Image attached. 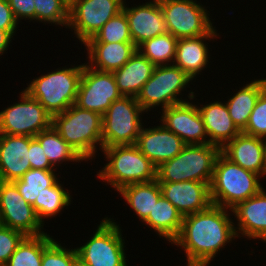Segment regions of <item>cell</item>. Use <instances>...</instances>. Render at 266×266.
Returning <instances> with one entry per match:
<instances>
[{"label": "cell", "instance_id": "obj_45", "mask_svg": "<svg viewBox=\"0 0 266 266\" xmlns=\"http://www.w3.org/2000/svg\"><path fill=\"white\" fill-rule=\"evenodd\" d=\"M69 4H71L74 0H66Z\"/></svg>", "mask_w": 266, "mask_h": 266}, {"label": "cell", "instance_id": "obj_38", "mask_svg": "<svg viewBox=\"0 0 266 266\" xmlns=\"http://www.w3.org/2000/svg\"><path fill=\"white\" fill-rule=\"evenodd\" d=\"M25 237L22 232L0 224V266L6 265Z\"/></svg>", "mask_w": 266, "mask_h": 266}, {"label": "cell", "instance_id": "obj_31", "mask_svg": "<svg viewBox=\"0 0 266 266\" xmlns=\"http://www.w3.org/2000/svg\"><path fill=\"white\" fill-rule=\"evenodd\" d=\"M53 240L47 232L38 236H26L5 266H41L43 251Z\"/></svg>", "mask_w": 266, "mask_h": 266}, {"label": "cell", "instance_id": "obj_41", "mask_svg": "<svg viewBox=\"0 0 266 266\" xmlns=\"http://www.w3.org/2000/svg\"><path fill=\"white\" fill-rule=\"evenodd\" d=\"M19 22L11 11L8 0H0V29L9 31L13 36Z\"/></svg>", "mask_w": 266, "mask_h": 266}, {"label": "cell", "instance_id": "obj_20", "mask_svg": "<svg viewBox=\"0 0 266 266\" xmlns=\"http://www.w3.org/2000/svg\"><path fill=\"white\" fill-rule=\"evenodd\" d=\"M30 136L0 134V181L20 179L31 165Z\"/></svg>", "mask_w": 266, "mask_h": 266}, {"label": "cell", "instance_id": "obj_25", "mask_svg": "<svg viewBox=\"0 0 266 266\" xmlns=\"http://www.w3.org/2000/svg\"><path fill=\"white\" fill-rule=\"evenodd\" d=\"M154 68L155 65L136 50L120 69L112 72L122 96L136 97L152 76Z\"/></svg>", "mask_w": 266, "mask_h": 266}, {"label": "cell", "instance_id": "obj_33", "mask_svg": "<svg viewBox=\"0 0 266 266\" xmlns=\"http://www.w3.org/2000/svg\"><path fill=\"white\" fill-rule=\"evenodd\" d=\"M177 38L167 32L146 40L137 50L155 66L173 64Z\"/></svg>", "mask_w": 266, "mask_h": 266}, {"label": "cell", "instance_id": "obj_26", "mask_svg": "<svg viewBox=\"0 0 266 266\" xmlns=\"http://www.w3.org/2000/svg\"><path fill=\"white\" fill-rule=\"evenodd\" d=\"M266 89V79H256L239 88L228 101L226 106L233 123L242 132L260 94Z\"/></svg>", "mask_w": 266, "mask_h": 266}, {"label": "cell", "instance_id": "obj_35", "mask_svg": "<svg viewBox=\"0 0 266 266\" xmlns=\"http://www.w3.org/2000/svg\"><path fill=\"white\" fill-rule=\"evenodd\" d=\"M87 42H132L128 19L122 10L109 19L101 29Z\"/></svg>", "mask_w": 266, "mask_h": 266}, {"label": "cell", "instance_id": "obj_40", "mask_svg": "<svg viewBox=\"0 0 266 266\" xmlns=\"http://www.w3.org/2000/svg\"><path fill=\"white\" fill-rule=\"evenodd\" d=\"M12 13L18 22L23 19L35 20L34 0H8Z\"/></svg>", "mask_w": 266, "mask_h": 266}, {"label": "cell", "instance_id": "obj_22", "mask_svg": "<svg viewBox=\"0 0 266 266\" xmlns=\"http://www.w3.org/2000/svg\"><path fill=\"white\" fill-rule=\"evenodd\" d=\"M89 67L102 72H113L120 69L136 52L133 42H86Z\"/></svg>", "mask_w": 266, "mask_h": 266}, {"label": "cell", "instance_id": "obj_14", "mask_svg": "<svg viewBox=\"0 0 266 266\" xmlns=\"http://www.w3.org/2000/svg\"><path fill=\"white\" fill-rule=\"evenodd\" d=\"M0 224L25 236L45 233L33 206L25 201L12 182L0 181Z\"/></svg>", "mask_w": 266, "mask_h": 266}, {"label": "cell", "instance_id": "obj_29", "mask_svg": "<svg viewBox=\"0 0 266 266\" xmlns=\"http://www.w3.org/2000/svg\"><path fill=\"white\" fill-rule=\"evenodd\" d=\"M35 138L39 141L44 152L55 169L63 164L62 162H83V158L74 150L51 126L49 129L39 132Z\"/></svg>", "mask_w": 266, "mask_h": 266}, {"label": "cell", "instance_id": "obj_9", "mask_svg": "<svg viewBox=\"0 0 266 266\" xmlns=\"http://www.w3.org/2000/svg\"><path fill=\"white\" fill-rule=\"evenodd\" d=\"M114 221H100L91 239L76 248L78 259L89 266H128L122 230Z\"/></svg>", "mask_w": 266, "mask_h": 266}, {"label": "cell", "instance_id": "obj_13", "mask_svg": "<svg viewBox=\"0 0 266 266\" xmlns=\"http://www.w3.org/2000/svg\"><path fill=\"white\" fill-rule=\"evenodd\" d=\"M122 97L112 72H102L83 66L76 105L104 115L112 102Z\"/></svg>", "mask_w": 266, "mask_h": 266}, {"label": "cell", "instance_id": "obj_16", "mask_svg": "<svg viewBox=\"0 0 266 266\" xmlns=\"http://www.w3.org/2000/svg\"><path fill=\"white\" fill-rule=\"evenodd\" d=\"M122 10L128 19L130 35L136 47L168 32L159 0H150L131 8L124 1Z\"/></svg>", "mask_w": 266, "mask_h": 266}, {"label": "cell", "instance_id": "obj_8", "mask_svg": "<svg viewBox=\"0 0 266 266\" xmlns=\"http://www.w3.org/2000/svg\"><path fill=\"white\" fill-rule=\"evenodd\" d=\"M193 80L175 64L155 66L152 76L143 85L136 100L145 111L159 107L161 110L171 105L188 101L179 98L181 91Z\"/></svg>", "mask_w": 266, "mask_h": 266}, {"label": "cell", "instance_id": "obj_30", "mask_svg": "<svg viewBox=\"0 0 266 266\" xmlns=\"http://www.w3.org/2000/svg\"><path fill=\"white\" fill-rule=\"evenodd\" d=\"M56 170L29 169L20 179L12 181L19 193L29 204L39 200L45 188L53 186L57 178ZM56 174V175H55Z\"/></svg>", "mask_w": 266, "mask_h": 266}, {"label": "cell", "instance_id": "obj_23", "mask_svg": "<svg viewBox=\"0 0 266 266\" xmlns=\"http://www.w3.org/2000/svg\"><path fill=\"white\" fill-rule=\"evenodd\" d=\"M197 107L204 121L209 144L222 148L241 133L229 115L226 102L214 101Z\"/></svg>", "mask_w": 266, "mask_h": 266}, {"label": "cell", "instance_id": "obj_5", "mask_svg": "<svg viewBox=\"0 0 266 266\" xmlns=\"http://www.w3.org/2000/svg\"><path fill=\"white\" fill-rule=\"evenodd\" d=\"M83 66L74 64L70 68L65 66L43 74L33 79L24 90L38 100L52 117L63 113L76 103Z\"/></svg>", "mask_w": 266, "mask_h": 266}, {"label": "cell", "instance_id": "obj_27", "mask_svg": "<svg viewBox=\"0 0 266 266\" xmlns=\"http://www.w3.org/2000/svg\"><path fill=\"white\" fill-rule=\"evenodd\" d=\"M124 198L126 204L135 211L141 222H144L152 212L154 206L162 196L160 184L157 180L145 183H134L123 186L117 191Z\"/></svg>", "mask_w": 266, "mask_h": 266}, {"label": "cell", "instance_id": "obj_42", "mask_svg": "<svg viewBox=\"0 0 266 266\" xmlns=\"http://www.w3.org/2000/svg\"><path fill=\"white\" fill-rule=\"evenodd\" d=\"M13 35L6 30L0 29V56L3 55L9 48V44L12 42Z\"/></svg>", "mask_w": 266, "mask_h": 266}, {"label": "cell", "instance_id": "obj_28", "mask_svg": "<svg viewBox=\"0 0 266 266\" xmlns=\"http://www.w3.org/2000/svg\"><path fill=\"white\" fill-rule=\"evenodd\" d=\"M183 222L181 213L165 197L161 196L148 218L143 222L159 237L172 243L180 233Z\"/></svg>", "mask_w": 266, "mask_h": 266}, {"label": "cell", "instance_id": "obj_18", "mask_svg": "<svg viewBox=\"0 0 266 266\" xmlns=\"http://www.w3.org/2000/svg\"><path fill=\"white\" fill-rule=\"evenodd\" d=\"M135 145L156 167L174 158L186 146L180 137L162 124L152 128L143 125Z\"/></svg>", "mask_w": 266, "mask_h": 266}, {"label": "cell", "instance_id": "obj_34", "mask_svg": "<svg viewBox=\"0 0 266 266\" xmlns=\"http://www.w3.org/2000/svg\"><path fill=\"white\" fill-rule=\"evenodd\" d=\"M35 21L68 27L69 7L66 0H34Z\"/></svg>", "mask_w": 266, "mask_h": 266}, {"label": "cell", "instance_id": "obj_7", "mask_svg": "<svg viewBox=\"0 0 266 266\" xmlns=\"http://www.w3.org/2000/svg\"><path fill=\"white\" fill-rule=\"evenodd\" d=\"M144 112L133 96H122L112 102L102 116V148L135 145L144 124L141 118Z\"/></svg>", "mask_w": 266, "mask_h": 266}, {"label": "cell", "instance_id": "obj_43", "mask_svg": "<svg viewBox=\"0 0 266 266\" xmlns=\"http://www.w3.org/2000/svg\"><path fill=\"white\" fill-rule=\"evenodd\" d=\"M74 266H89V265L83 263L80 259H77V260L75 261Z\"/></svg>", "mask_w": 266, "mask_h": 266}, {"label": "cell", "instance_id": "obj_32", "mask_svg": "<svg viewBox=\"0 0 266 266\" xmlns=\"http://www.w3.org/2000/svg\"><path fill=\"white\" fill-rule=\"evenodd\" d=\"M59 182L58 180L53 186L45 188L39 200L32 205L43 226L45 218L55 217L66 206L71 205V193L67 192Z\"/></svg>", "mask_w": 266, "mask_h": 266}, {"label": "cell", "instance_id": "obj_21", "mask_svg": "<svg viewBox=\"0 0 266 266\" xmlns=\"http://www.w3.org/2000/svg\"><path fill=\"white\" fill-rule=\"evenodd\" d=\"M221 153L242 168L266 176L263 138L241 132L221 148Z\"/></svg>", "mask_w": 266, "mask_h": 266}, {"label": "cell", "instance_id": "obj_19", "mask_svg": "<svg viewBox=\"0 0 266 266\" xmlns=\"http://www.w3.org/2000/svg\"><path fill=\"white\" fill-rule=\"evenodd\" d=\"M238 222L234 224L237 237L259 239L266 243V190L238 203L231 209ZM242 236H241V235Z\"/></svg>", "mask_w": 266, "mask_h": 266}, {"label": "cell", "instance_id": "obj_1", "mask_svg": "<svg viewBox=\"0 0 266 266\" xmlns=\"http://www.w3.org/2000/svg\"><path fill=\"white\" fill-rule=\"evenodd\" d=\"M229 211L232 212L211 204L205 210L183 217L180 233L171 244L183 248L186 266H208L220 249L238 238Z\"/></svg>", "mask_w": 266, "mask_h": 266}, {"label": "cell", "instance_id": "obj_17", "mask_svg": "<svg viewBox=\"0 0 266 266\" xmlns=\"http://www.w3.org/2000/svg\"><path fill=\"white\" fill-rule=\"evenodd\" d=\"M165 197L184 217L207 209L211 204L210 184L197 181L159 182Z\"/></svg>", "mask_w": 266, "mask_h": 266}, {"label": "cell", "instance_id": "obj_44", "mask_svg": "<svg viewBox=\"0 0 266 266\" xmlns=\"http://www.w3.org/2000/svg\"><path fill=\"white\" fill-rule=\"evenodd\" d=\"M263 142H264V159L266 163V137L263 138Z\"/></svg>", "mask_w": 266, "mask_h": 266}, {"label": "cell", "instance_id": "obj_10", "mask_svg": "<svg viewBox=\"0 0 266 266\" xmlns=\"http://www.w3.org/2000/svg\"><path fill=\"white\" fill-rule=\"evenodd\" d=\"M166 28L175 38L217 34L209 11L196 0H159ZM208 12V13H207Z\"/></svg>", "mask_w": 266, "mask_h": 266}, {"label": "cell", "instance_id": "obj_3", "mask_svg": "<svg viewBox=\"0 0 266 266\" xmlns=\"http://www.w3.org/2000/svg\"><path fill=\"white\" fill-rule=\"evenodd\" d=\"M59 135L87 162L95 157L97 145L102 149V115L71 105L52 117Z\"/></svg>", "mask_w": 266, "mask_h": 266}, {"label": "cell", "instance_id": "obj_2", "mask_svg": "<svg viewBox=\"0 0 266 266\" xmlns=\"http://www.w3.org/2000/svg\"><path fill=\"white\" fill-rule=\"evenodd\" d=\"M260 175L231 162L222 153L216 159L210 184L214 205L232 209L238 203L256 195L262 188Z\"/></svg>", "mask_w": 266, "mask_h": 266}, {"label": "cell", "instance_id": "obj_15", "mask_svg": "<svg viewBox=\"0 0 266 266\" xmlns=\"http://www.w3.org/2000/svg\"><path fill=\"white\" fill-rule=\"evenodd\" d=\"M162 125L180 137L186 145L209 144L204 121L197 107L189 101L162 110Z\"/></svg>", "mask_w": 266, "mask_h": 266}, {"label": "cell", "instance_id": "obj_39", "mask_svg": "<svg viewBox=\"0 0 266 266\" xmlns=\"http://www.w3.org/2000/svg\"><path fill=\"white\" fill-rule=\"evenodd\" d=\"M31 168L33 169H42V170H54L53 167L41 144L35 137H30V159H29Z\"/></svg>", "mask_w": 266, "mask_h": 266}, {"label": "cell", "instance_id": "obj_6", "mask_svg": "<svg viewBox=\"0 0 266 266\" xmlns=\"http://www.w3.org/2000/svg\"><path fill=\"white\" fill-rule=\"evenodd\" d=\"M221 148L214 144L186 145L171 160L156 169L158 182L197 181L211 183Z\"/></svg>", "mask_w": 266, "mask_h": 266}, {"label": "cell", "instance_id": "obj_37", "mask_svg": "<svg viewBox=\"0 0 266 266\" xmlns=\"http://www.w3.org/2000/svg\"><path fill=\"white\" fill-rule=\"evenodd\" d=\"M242 133L249 136L266 137V89L260 94Z\"/></svg>", "mask_w": 266, "mask_h": 266}, {"label": "cell", "instance_id": "obj_12", "mask_svg": "<svg viewBox=\"0 0 266 266\" xmlns=\"http://www.w3.org/2000/svg\"><path fill=\"white\" fill-rule=\"evenodd\" d=\"M125 0H74L69 7L68 28L82 44L122 11Z\"/></svg>", "mask_w": 266, "mask_h": 266}, {"label": "cell", "instance_id": "obj_24", "mask_svg": "<svg viewBox=\"0 0 266 266\" xmlns=\"http://www.w3.org/2000/svg\"><path fill=\"white\" fill-rule=\"evenodd\" d=\"M217 36L219 33L178 39L173 64L184 71L192 80L196 79V75L208 67L209 63V49L205 41H211Z\"/></svg>", "mask_w": 266, "mask_h": 266}, {"label": "cell", "instance_id": "obj_4", "mask_svg": "<svg viewBox=\"0 0 266 266\" xmlns=\"http://www.w3.org/2000/svg\"><path fill=\"white\" fill-rule=\"evenodd\" d=\"M100 151L108 163L99 170L97 177L116 191L129 184L156 180L157 167L136 145L104 147Z\"/></svg>", "mask_w": 266, "mask_h": 266}, {"label": "cell", "instance_id": "obj_36", "mask_svg": "<svg viewBox=\"0 0 266 266\" xmlns=\"http://www.w3.org/2000/svg\"><path fill=\"white\" fill-rule=\"evenodd\" d=\"M77 259L76 248L66 249L54 239L43 251L41 266H74Z\"/></svg>", "mask_w": 266, "mask_h": 266}, {"label": "cell", "instance_id": "obj_11", "mask_svg": "<svg viewBox=\"0 0 266 266\" xmlns=\"http://www.w3.org/2000/svg\"><path fill=\"white\" fill-rule=\"evenodd\" d=\"M19 102L0 112V134L35 137L52 126V116L25 90Z\"/></svg>", "mask_w": 266, "mask_h": 266}]
</instances>
